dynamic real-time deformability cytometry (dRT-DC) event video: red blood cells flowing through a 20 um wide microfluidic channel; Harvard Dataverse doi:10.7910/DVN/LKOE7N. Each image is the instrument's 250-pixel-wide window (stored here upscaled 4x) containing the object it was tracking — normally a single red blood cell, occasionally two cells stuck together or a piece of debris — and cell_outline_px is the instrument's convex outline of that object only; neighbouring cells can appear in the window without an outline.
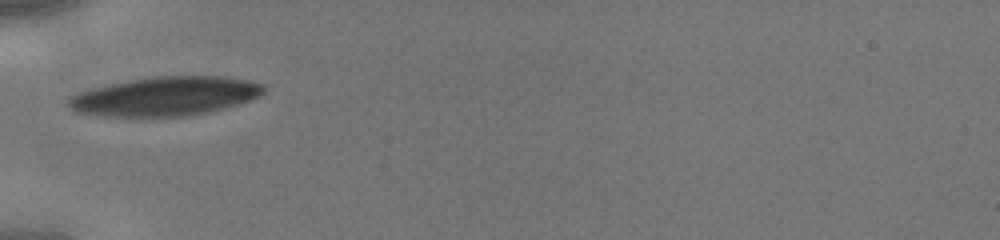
{"species": "human", "species_latin": "Homo sapiens", "temperature_condition": "cold", "stored_images_in_passage": 29, "camera_frame_rate_fps": 3000, "um_per_image_px": 0.085, "donor": {"sex": "male"}, "frame": {"image": 1, "passage_image": 1, "time_ms": 0.0, "image_size_px": [1000, 240], "cell_outline_px": [[264, 92], [260, 96], [224, 108], [208, 112], [184, 116], [100, 116], [72, 112], [64, 104], [64, 100], [68, 96], [92, 88], [128, 80], [160, 76], [220, 76], [248, 80], [264, 84]], "centroid_in_image_um": [13.95, 8.19], "position_along_channel_um": 71.0, "area_um2": 44.56}}
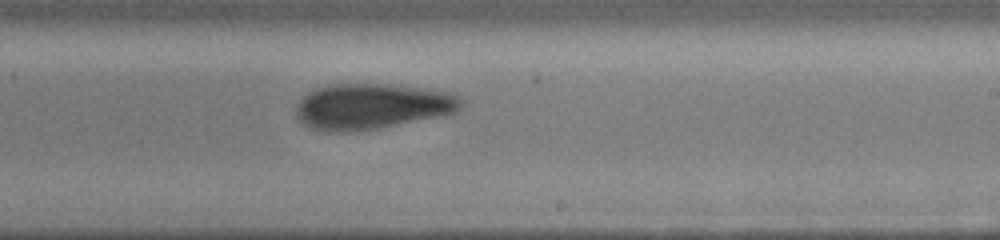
{"frame": {"image": 2, "passage_image": 13, "time_ms": 4.0, "image_size_px": [1000, 240], "cell_outline_px": [[464, 104], [456, 112], [448, 116], [376, 128], [348, 132], [328, 132], [308, 128], [296, 116], [296, 104], [308, 92], [316, 88], [328, 84], [388, 84], [428, 88], [452, 92], [460, 96], [464, 100]], "centroid_in_image_um": [31.68, 9.04], "position_along_channel_um": 257.3, "area_um2": 44.74}}
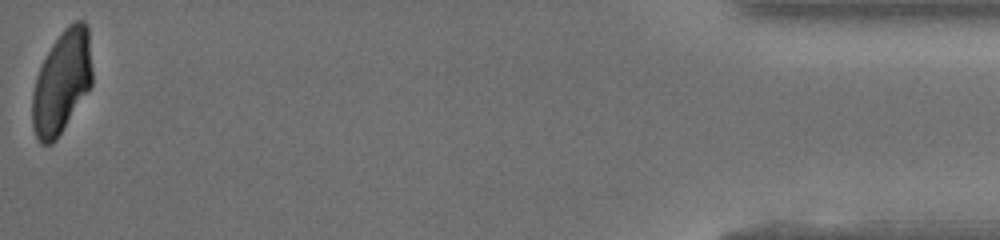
{"frame": {"image": 3, "passage_image": 29, "time_ms": 9.333, "image_size_px": [1000, 240], "cell_outline_px": [[92, 84], [56, 140], [52, 144], [40, 144], [32, 128], [32, 92], [36, 76], [52, 44], [60, 32], [68, 24], [76, 20], [84, 20], [88, 24], [92, 68]], "centroid_in_image_um": [5.25, 6.95], "position_along_channel_um": 429.9, "area_um2": 36.01}}